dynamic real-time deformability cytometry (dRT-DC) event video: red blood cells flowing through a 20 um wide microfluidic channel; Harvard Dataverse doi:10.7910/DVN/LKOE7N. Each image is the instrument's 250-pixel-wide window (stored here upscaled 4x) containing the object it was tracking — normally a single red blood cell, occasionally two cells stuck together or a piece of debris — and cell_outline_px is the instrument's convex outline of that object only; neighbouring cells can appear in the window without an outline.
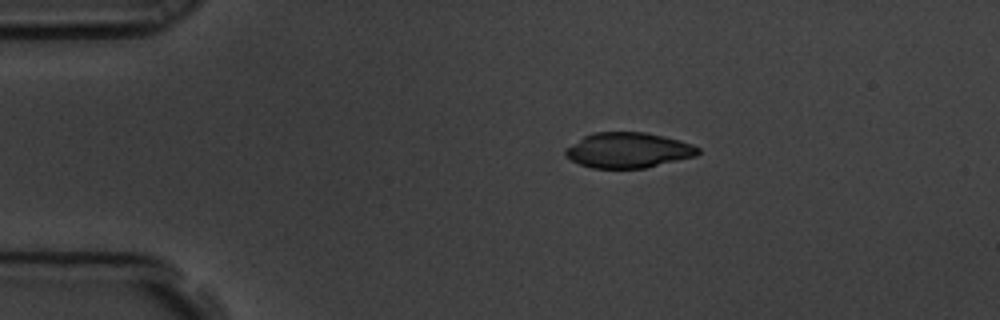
{"species": "common noctule bat (a hibernating species)", "species_latin": "Nyctalus noctula", "temperature_condition": "room temperature", "stored_images_in_passage": 5, "camera_frame_rate_fps": 3000, "um_per_image_px": 0.085, "animal": {"sex": "male", "body_mass_g": 19.5, "forearm_length_mm": 54.6}, "frame": {"image": 1, "passage_image": 2, "time_ms": 0.333, "image_size_px": [1000, 320], "cell_outline_px": [[700, 152], [696, 156], [644, 168], [592, 168], [580, 164], [564, 156], [564, 148], [584, 136], [592, 132], [644, 132], [664, 136], [692, 144], [700, 148]], "centroid_in_image_um": [53.37, 12.76], "position_along_channel_um": 31.6, "area_um2": 27.34}}
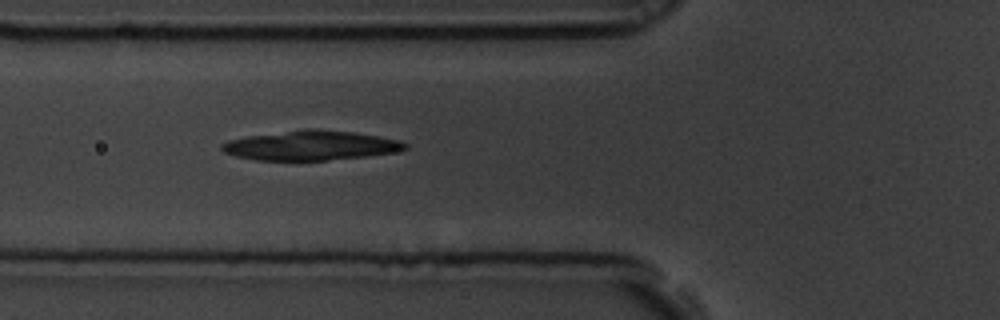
{"frame": {"image": 2, "passage_image": 5, "time_ms": 1.333, "image_size_px": [1000, 320], "cell_outline_px": [[408, 148], [392, 152], [364, 156], [328, 160], [256, 160], [236, 156], [224, 152], [220, 148], [220, 144], [228, 140], [248, 136], [308, 128], [312, 128], [352, 132], [380, 136], [400, 140], [408, 144]], "centroid_in_image_um": [26.4, 12.36], "position_along_channel_um": 99.4, "area_um2": 31.44}}